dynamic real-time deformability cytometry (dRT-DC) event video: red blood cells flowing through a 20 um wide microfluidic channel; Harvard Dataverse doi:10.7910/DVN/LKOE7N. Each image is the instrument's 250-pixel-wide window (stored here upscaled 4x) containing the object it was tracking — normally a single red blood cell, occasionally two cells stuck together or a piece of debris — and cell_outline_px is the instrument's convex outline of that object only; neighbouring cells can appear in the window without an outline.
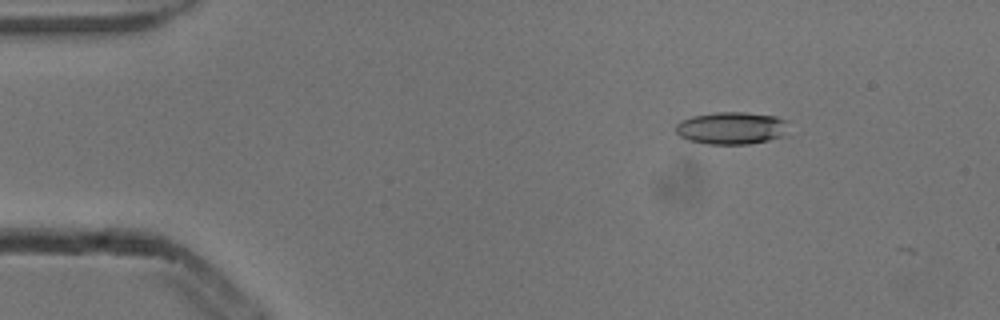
{"species": "common noctule bat (a hibernating species)", "species_latin": "Nyctalus noctula", "temperature_condition": "cold", "stored_images_in_passage": 2, "camera_frame_rate_fps": 3000, "um_per_image_px": 0.085, "animal": {"sex": "male", "body_mass_g": 13.3}, "frame": {"image": 1, "passage_image": 1, "time_ms": 0.0, "image_size_px": [1000, 320], "cell_outline_px": [[788, 136], [748, 144], [708, 144], [688, 140], [680, 136], [676, 132], [676, 124], [680, 120], [692, 116], [716, 112], [744, 112], [776, 116], [784, 120]], "centroid_in_image_um": [62.17, 10.89], "position_along_channel_um": 22.8, "area_um2": 21.39}}